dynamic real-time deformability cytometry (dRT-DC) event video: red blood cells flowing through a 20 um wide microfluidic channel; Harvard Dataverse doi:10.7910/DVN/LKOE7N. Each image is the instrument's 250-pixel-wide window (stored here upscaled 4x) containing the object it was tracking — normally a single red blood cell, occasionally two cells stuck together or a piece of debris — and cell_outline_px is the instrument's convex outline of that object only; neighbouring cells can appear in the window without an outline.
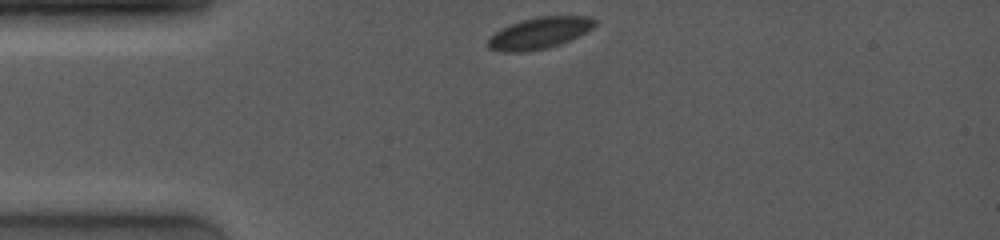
{"species": "common noctule bat (a hibernating species)", "species_latin": "Nyctalus noctula", "temperature_condition": "room temperature", "stored_images_in_passage": 57, "camera_frame_rate_fps": 4000, "um_per_image_px": 0.085, "animal": {"sex": "female", "body_mass_g": 19.0, "forearm_length_mm": 53.3}, "frame": {"image": 1, "passage_image": 1, "time_ms": 0.0, "image_size_px": [1000, 240], "cell_outline_px": [[596, 24], [588, 32], [560, 44], [548, 48], [524, 52], [500, 52], [488, 48], [488, 40], [500, 28], [536, 16], [592, 16], [596, 20]], "centroid_in_image_um": [45.88, 2.81], "position_along_channel_um": 39.1, "area_um2": 19.65}}
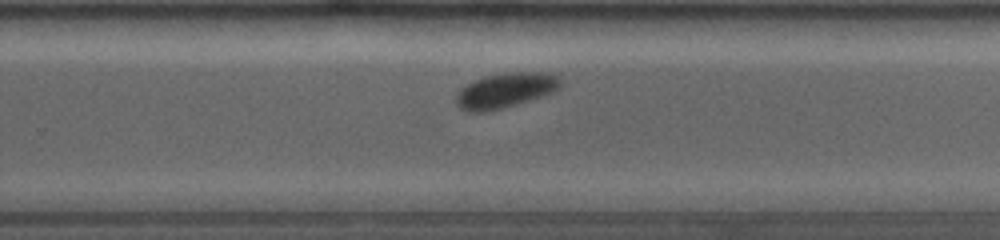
{"frame": {"image": 2, "passage_image": 37, "time_ms": 7.0, "image_size_px": [1000, 240], "cell_outline_px": [[560, 84], [552, 92], [540, 96], [500, 108], [480, 112], [468, 112], [460, 108], [456, 104], [456, 96], [468, 84], [484, 76], [512, 72], [548, 72], [560, 76]], "centroid_in_image_um": [42.96, 7.66], "position_along_channel_um": 286.8, "area_um2": 20.58}}
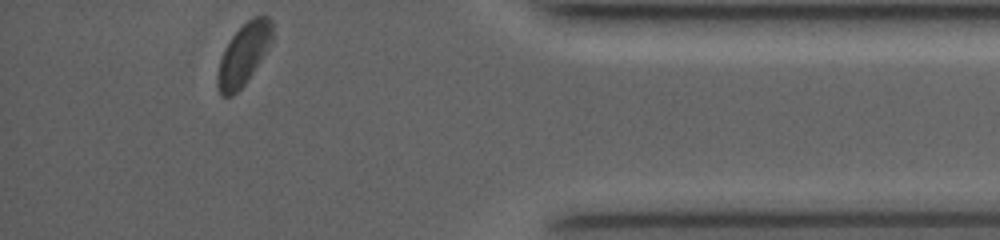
{"frame": {"image": 3, "passage_image": 57, "time_ms": 10.75, "image_size_px": [1000, 240], "cell_outline_px": [[272, 44], [248, 80], [232, 96], [220, 96], [216, 84], [216, 76], [220, 60], [224, 48], [232, 36], [248, 20], [256, 16], [268, 16], [272, 20]], "centroid_in_image_um": [20.71, 4.64], "position_along_channel_um": 414.5, "area_um2": 19.71}, "authors_computed_cell_mechanics": {"area_um2": 20.9814, "velocity_mm_per_s": 3.9715, "shape_relaxation_time_tau1_ms": 1.266, "shape_relaxation_time_tau2_ms": null, "deformation_change_tau1": 0.0373, "deformation_change_tau2": null}}